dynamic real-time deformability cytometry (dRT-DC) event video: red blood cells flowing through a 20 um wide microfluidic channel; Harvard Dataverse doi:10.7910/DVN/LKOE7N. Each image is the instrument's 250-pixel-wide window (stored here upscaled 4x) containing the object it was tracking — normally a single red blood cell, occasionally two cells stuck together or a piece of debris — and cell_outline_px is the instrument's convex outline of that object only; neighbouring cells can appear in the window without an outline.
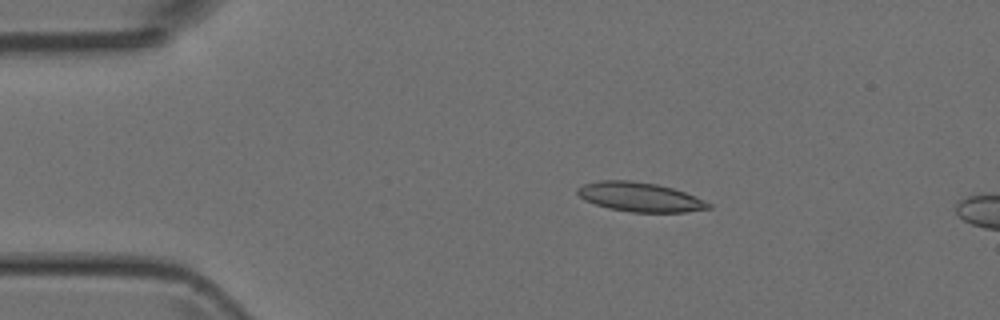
{"species": "Egyptian fruit bat (a non-hibernating species)", "species_latin": "Rousettus aegyptiacus", "temperature_condition": "room temperature", "stored_images_in_passage": 5, "camera_frame_rate_fps": 3000, "um_per_image_px": 0.085, "animal": {"sex": "female"}, "frame": {"image": 1, "passage_image": 3, "time_ms": 2.333, "image_size_px": [1000, 320], "cell_outline_px": [[712, 208], [684, 212], [632, 212], [612, 208], [596, 204], [584, 200], [576, 192], [576, 188], [584, 184], [600, 180], [632, 180], [656, 184], [672, 188], [696, 196], [712, 204]], "centroid_in_image_um": [54.4, 16.74], "position_along_channel_um": 30.6, "area_um2": 22.25}}